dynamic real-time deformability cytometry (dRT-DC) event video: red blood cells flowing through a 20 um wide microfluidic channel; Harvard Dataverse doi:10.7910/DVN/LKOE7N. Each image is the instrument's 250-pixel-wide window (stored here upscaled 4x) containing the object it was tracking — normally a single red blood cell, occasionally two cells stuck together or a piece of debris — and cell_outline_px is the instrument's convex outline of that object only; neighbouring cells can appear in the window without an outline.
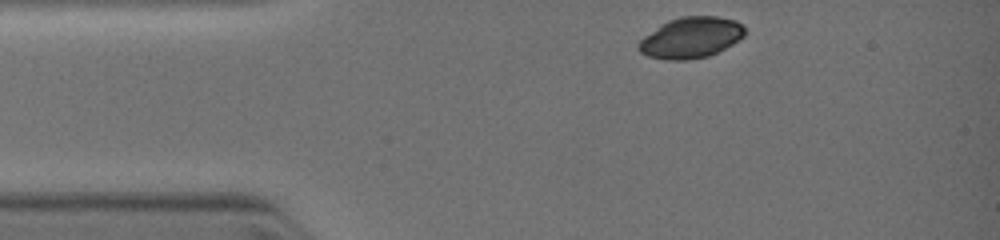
{"species": "common noctule bat (a hibernating species)", "species_latin": "Nyctalus noctula", "temperature_condition": "warm", "stored_images_in_passage": 24, "camera_frame_rate_fps": 3000, "um_per_image_px": 0.085, "animal": {"sex": "female", "body_mass_g": 19.0, "forearm_length_mm": 51.5}, "frame": {"image": 1, "passage_image": 1, "time_ms": 0.0, "image_size_px": [1000, 240], "cell_outline_px": [[744, 36], [732, 44], [708, 56], [684, 60], [668, 60], [648, 56], [640, 52], [636, 48], [636, 44], [644, 36], [660, 24], [668, 20], [680, 16], [716, 16], [736, 20], [744, 28]], "centroid_in_image_um": [58.68, 3.19], "position_along_channel_um": 26.3, "area_um2": 25.32}}
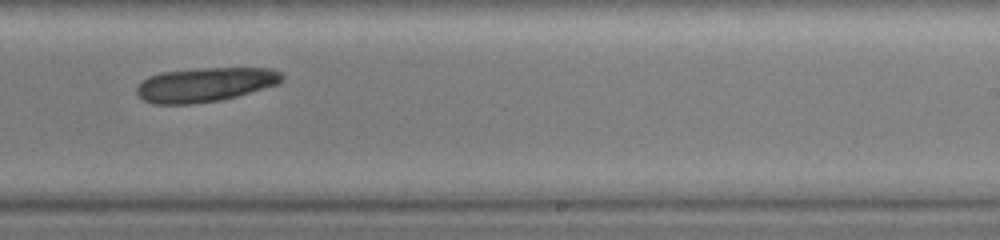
{"frame": {"image": 2, "passage_image": 15, "time_ms": 5.667, "image_size_px": [1000, 240], "cell_outline_px": [[284, 76], [276, 84], [264, 88], [236, 96], [220, 100], [192, 104], [152, 104], [144, 100], [136, 92], [136, 88], [148, 76], [160, 72], [200, 68], [272, 68], [284, 72]], "centroid_in_image_um": [17.43, 7.18], "position_along_channel_um": 271.6, "area_um2": 28.96}}
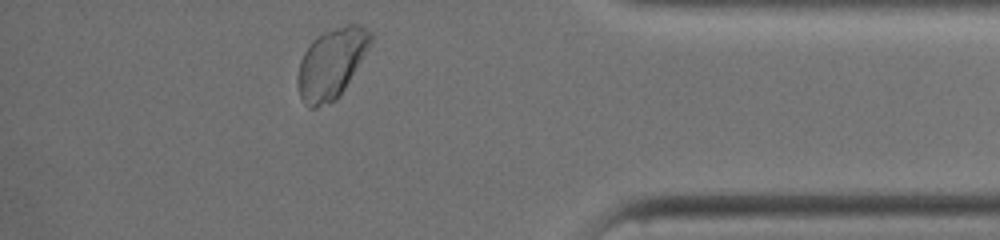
{"frame": {"image": 3, "passage_image": 24, "time_ms": 8.667, "image_size_px": [1000, 240], "cell_outline_px": [[372, 40], [368, 48], [340, 96], [336, 100], [316, 108], [308, 108], [300, 100], [296, 84], [300, 60], [308, 44], [316, 36], [324, 32], [348, 24], [360, 24], [372, 32]], "centroid_in_image_um": [28.13, 5.41], "position_along_channel_um": 407.1, "area_um2": 29.88}}